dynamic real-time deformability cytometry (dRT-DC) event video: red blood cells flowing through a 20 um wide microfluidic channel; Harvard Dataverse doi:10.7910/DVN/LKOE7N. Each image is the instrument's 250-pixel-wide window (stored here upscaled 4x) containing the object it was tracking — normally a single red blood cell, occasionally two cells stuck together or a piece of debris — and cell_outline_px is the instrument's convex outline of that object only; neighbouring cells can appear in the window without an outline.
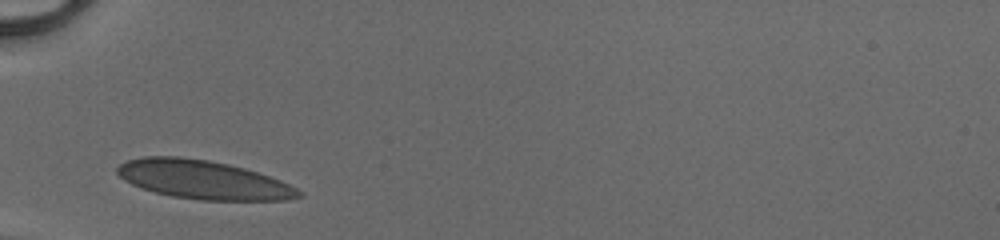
{"species": "human", "species_latin": "Homo sapiens", "temperature_condition": "cold", "stored_images_in_passage": 25, "camera_frame_rate_fps": 3000, "um_per_image_px": 0.085, "donor": {"sex": "male"}, "frame": {"image": 1, "passage_image": 1, "time_ms": 0.0, "image_size_px": [1000, 240], "cell_outline_px": [[304, 196], [288, 200], [200, 200], [172, 196], [140, 188], [124, 180], [116, 172], [116, 168], [120, 164], [128, 160], [144, 156], [180, 156], [208, 160], [228, 164], [244, 168], [280, 180], [304, 192]], "centroid_in_image_um": [17.27, 15.28], "position_along_channel_um": 67.7, "area_um2": 40.86}}
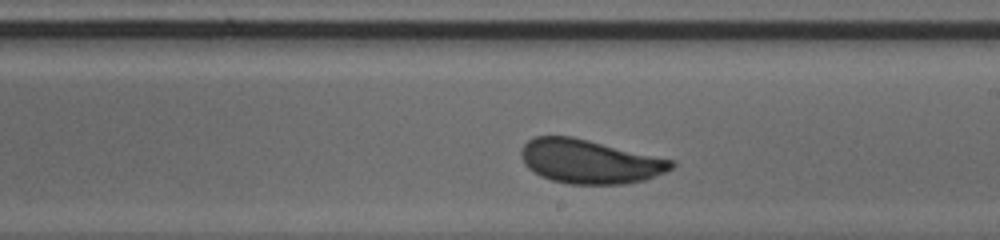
{"frame": {"image": 2, "passage_image": 14, "time_ms": 4.333, "image_size_px": [1000, 240], "cell_outline_px": [[676, 164], [672, 168], [664, 172], [644, 180], [624, 184], [568, 184], [552, 180], [540, 176], [532, 172], [524, 164], [520, 156], [520, 148], [528, 140], [536, 136], [572, 136], [672, 160]], "centroid_in_image_um": [50.05, 13.73], "position_along_channel_um": 238.9, "area_um2": 38.38}}
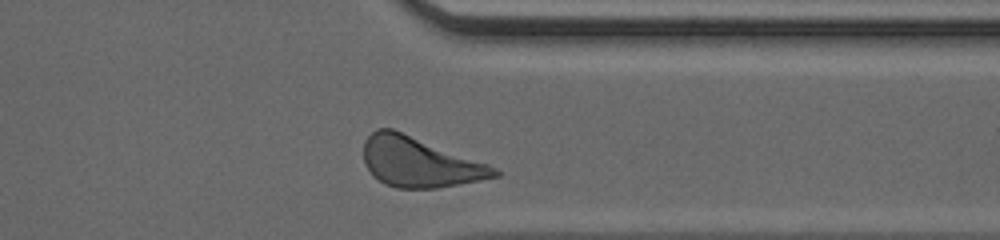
{"frame": {"image": 3, "passage_image": 24, "time_ms": 7.667, "image_size_px": [1000, 240], "cell_outline_px": [[500, 176], [436, 188], [396, 188], [384, 184], [372, 176], [364, 164], [364, 140], [376, 128], [392, 128], [488, 164], [496, 168], [500, 172]], "centroid_in_image_um": [35.61, 13.78], "position_along_channel_um": 375.8, "area_um2": 37.86}, "authors_computed_cell_mechanics": {"area_um2": 38.5526, "velocity_mm_per_s": 4.0833, "shape_relaxation_time_tau1_ms": 3.2488, "shape_relaxation_time_tau2_ms": null, "deformation_change_tau1": 0.1232, "deformation_change_tau2": null}}